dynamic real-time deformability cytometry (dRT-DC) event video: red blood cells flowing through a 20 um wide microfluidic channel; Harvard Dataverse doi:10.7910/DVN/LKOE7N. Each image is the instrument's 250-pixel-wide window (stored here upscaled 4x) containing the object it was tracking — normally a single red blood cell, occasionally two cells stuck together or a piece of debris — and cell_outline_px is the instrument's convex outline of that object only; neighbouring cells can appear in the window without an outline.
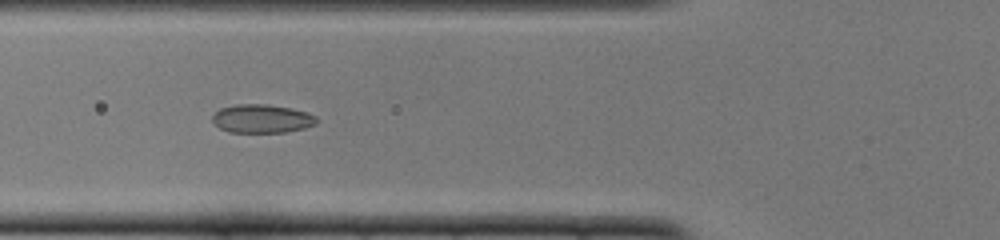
{"species": "common noctule bat (a hibernating species)", "species_latin": "Nyctalus noctula", "temperature_condition": "cold", "stored_images_in_passage": 39, "camera_frame_rate_fps": 3000, "um_per_image_px": 0.085, "animal": {"sex": "female", "body_mass_g": 22.0, "forearm_length_mm": 56.7}, "frame": {"image": 1, "passage_image": 6, "time_ms": 1.667, "image_size_px": [1000, 240], "cell_outline_px": [[316, 124], [304, 128], [288, 132], [228, 132], [220, 128], [212, 120], [212, 116], [220, 108], [236, 104], [268, 104], [292, 108], [308, 112], [316, 116]], "centroid_in_image_um": [22.27, 10.08], "position_along_channel_um": 103.5, "area_um2": 17.4}}
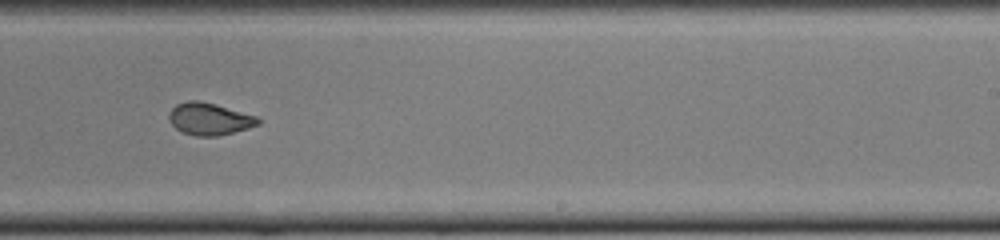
{"frame": {"image": 2, "passage_image": 19, "time_ms": 6.0, "image_size_px": [1000, 240], "cell_outline_px": [[260, 124], [248, 128], [216, 136], [196, 136], [184, 132], [176, 128], [168, 120], [168, 112], [176, 104], [188, 100], [200, 100], [216, 104], [256, 116], [260, 120]], "centroid_in_image_um": [17.77, 10.09], "position_along_channel_um": 271.2, "area_um2": 16.65}}
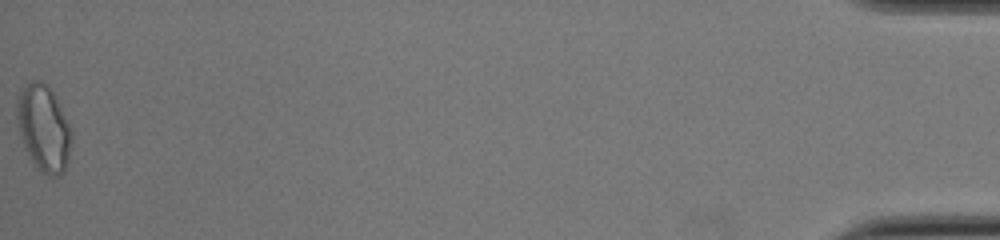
{"frame": {"image": 3, "passage_image": 39, "time_ms": 12.667, "image_size_px": [1000, 240], "cell_outline_px": [[72, 140], [68, 160], [64, 172], [60, 176], [48, 176], [36, 168], [24, 148], [20, 136], [16, 120], [16, 96], [20, 88], [32, 80], [36, 80], [44, 84], [56, 96], [72, 128]], "centroid_in_image_um": [3.7, 10.9], "position_along_channel_um": 431.5, "area_um2": 28.09}, "authors_computed_cell_mechanics": {"area_um2": 17.2244, "velocity_mm_per_s": 3.8736, "shape_relaxation_time_tau1_ms": null, "shape_relaxation_time_tau2_ms": 1.1595, "deformation_change_tau1": null, "deformation_change_tau2": 0.0519}}